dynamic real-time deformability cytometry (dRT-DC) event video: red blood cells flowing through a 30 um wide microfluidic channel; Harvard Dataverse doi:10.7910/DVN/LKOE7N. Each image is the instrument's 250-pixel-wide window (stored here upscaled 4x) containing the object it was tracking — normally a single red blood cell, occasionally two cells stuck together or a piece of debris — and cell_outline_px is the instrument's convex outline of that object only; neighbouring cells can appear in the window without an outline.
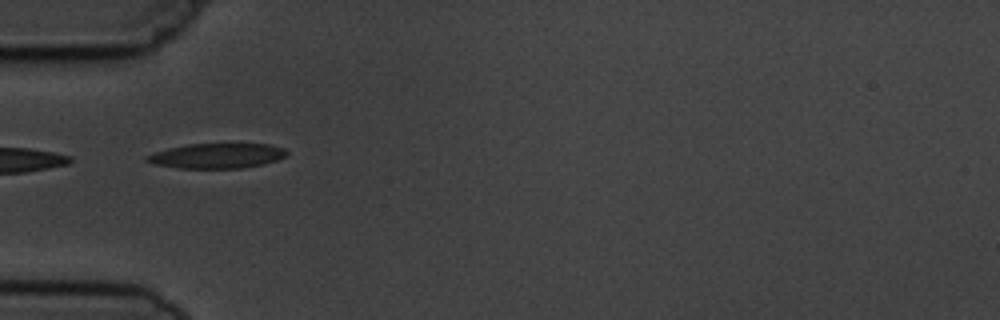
{"species": "common noctule bat (a hibernating species)", "species_latin": "Nyctalus noctula", "temperature_condition": "cold", "stored_images_in_passage": 11, "camera_frame_rate_fps": 3000, "um_per_image_px": 0.085, "animal": {"sex": "male", "body_mass_g": 19.5, "forearm_length_mm": 54.6}, "frame": {"image": 1, "passage_image": 5, "time_ms": 5.333, "image_size_px": [1000, 320], "cell_outline_px": [[288, 156], [264, 164], [240, 168], [180, 168], [156, 164], [144, 160], [144, 156], [168, 148], [188, 144], [268, 144], [284, 148], [288, 152]], "centroid_in_image_um": [18.46, 13.24], "position_along_channel_um": 66.5, "area_um2": 20.29}}
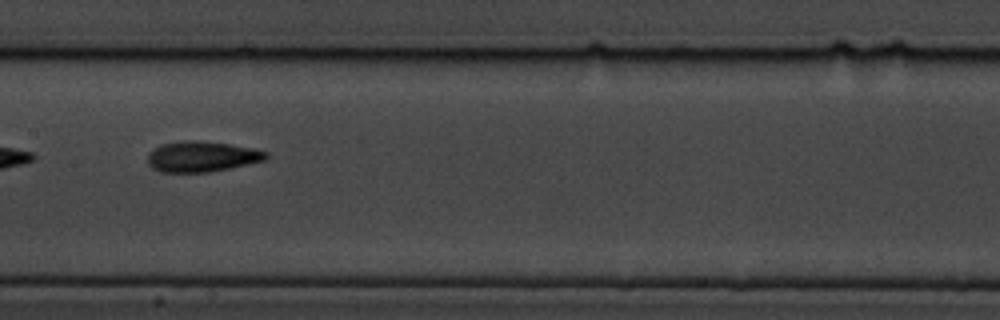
{"frame": {"image": 2, "passage_image": 8, "time_ms": 8.667, "image_size_px": [1000, 320], "cell_outline_px": [[268, 156], [264, 160], [232, 168], [208, 172], [160, 172], [152, 168], [148, 164], [148, 152], [152, 148], [160, 144], [184, 140], [196, 140], [228, 144], [256, 148], [268, 152]], "centroid_in_image_um": [17.13, 13.3], "position_along_channel_um": 190.3, "area_um2": 21.33}}
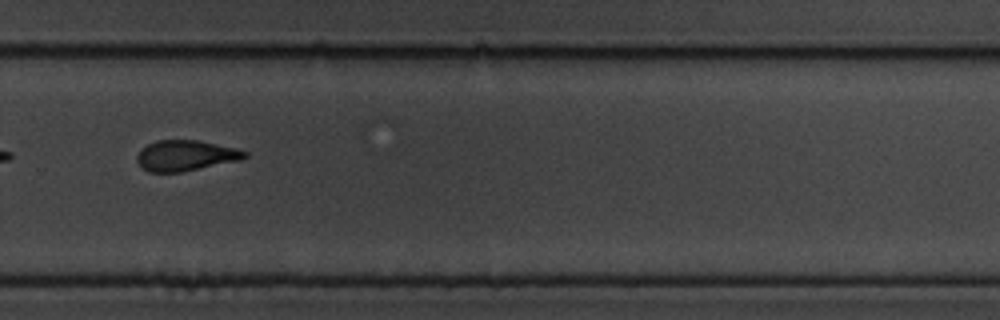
{"frame": {"image": 3, "passage_image": 11, "time_ms": 12.0, "image_size_px": [1000, 320], "cell_outline_px": [[248, 156], [244, 160], [180, 172], [148, 172], [136, 160], [136, 156], [148, 144], [156, 140], [200, 140], [236, 148], [248, 152]], "centroid_in_image_um": [15.85, 13.22], "position_along_channel_um": 314.0, "area_um2": 19.31}}